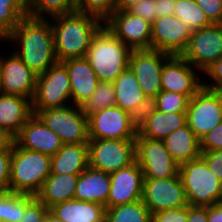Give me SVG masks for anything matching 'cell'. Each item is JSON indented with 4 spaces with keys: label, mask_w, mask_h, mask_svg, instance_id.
Here are the masks:
<instances>
[{
    "label": "cell",
    "mask_w": 222,
    "mask_h": 222,
    "mask_svg": "<svg viewBox=\"0 0 222 222\" xmlns=\"http://www.w3.org/2000/svg\"><path fill=\"white\" fill-rule=\"evenodd\" d=\"M179 176L190 206L209 207L222 202V180L202 156L179 166Z\"/></svg>",
    "instance_id": "cell-5"
},
{
    "label": "cell",
    "mask_w": 222,
    "mask_h": 222,
    "mask_svg": "<svg viewBox=\"0 0 222 222\" xmlns=\"http://www.w3.org/2000/svg\"><path fill=\"white\" fill-rule=\"evenodd\" d=\"M40 222H55V217L54 215L48 211L41 219Z\"/></svg>",
    "instance_id": "cell-52"
},
{
    "label": "cell",
    "mask_w": 222,
    "mask_h": 222,
    "mask_svg": "<svg viewBox=\"0 0 222 222\" xmlns=\"http://www.w3.org/2000/svg\"><path fill=\"white\" fill-rule=\"evenodd\" d=\"M189 128L201 139L222 121V92L201 87L188 102Z\"/></svg>",
    "instance_id": "cell-9"
},
{
    "label": "cell",
    "mask_w": 222,
    "mask_h": 222,
    "mask_svg": "<svg viewBox=\"0 0 222 222\" xmlns=\"http://www.w3.org/2000/svg\"><path fill=\"white\" fill-rule=\"evenodd\" d=\"M196 3L212 23H220L222 0H196Z\"/></svg>",
    "instance_id": "cell-45"
},
{
    "label": "cell",
    "mask_w": 222,
    "mask_h": 222,
    "mask_svg": "<svg viewBox=\"0 0 222 222\" xmlns=\"http://www.w3.org/2000/svg\"><path fill=\"white\" fill-rule=\"evenodd\" d=\"M12 145L0 149V193L10 191V162Z\"/></svg>",
    "instance_id": "cell-40"
},
{
    "label": "cell",
    "mask_w": 222,
    "mask_h": 222,
    "mask_svg": "<svg viewBox=\"0 0 222 222\" xmlns=\"http://www.w3.org/2000/svg\"><path fill=\"white\" fill-rule=\"evenodd\" d=\"M27 16L49 19L76 11V0H26Z\"/></svg>",
    "instance_id": "cell-31"
},
{
    "label": "cell",
    "mask_w": 222,
    "mask_h": 222,
    "mask_svg": "<svg viewBox=\"0 0 222 222\" xmlns=\"http://www.w3.org/2000/svg\"><path fill=\"white\" fill-rule=\"evenodd\" d=\"M202 73L181 55H172L163 65L161 90L186 95L189 99L203 86Z\"/></svg>",
    "instance_id": "cell-16"
},
{
    "label": "cell",
    "mask_w": 222,
    "mask_h": 222,
    "mask_svg": "<svg viewBox=\"0 0 222 222\" xmlns=\"http://www.w3.org/2000/svg\"><path fill=\"white\" fill-rule=\"evenodd\" d=\"M76 11L93 15L104 22L115 11V0H76Z\"/></svg>",
    "instance_id": "cell-37"
},
{
    "label": "cell",
    "mask_w": 222,
    "mask_h": 222,
    "mask_svg": "<svg viewBox=\"0 0 222 222\" xmlns=\"http://www.w3.org/2000/svg\"><path fill=\"white\" fill-rule=\"evenodd\" d=\"M104 25L130 50L151 49V23L129 10H115Z\"/></svg>",
    "instance_id": "cell-13"
},
{
    "label": "cell",
    "mask_w": 222,
    "mask_h": 222,
    "mask_svg": "<svg viewBox=\"0 0 222 222\" xmlns=\"http://www.w3.org/2000/svg\"><path fill=\"white\" fill-rule=\"evenodd\" d=\"M188 206L168 209L152 214L151 222H187Z\"/></svg>",
    "instance_id": "cell-42"
},
{
    "label": "cell",
    "mask_w": 222,
    "mask_h": 222,
    "mask_svg": "<svg viewBox=\"0 0 222 222\" xmlns=\"http://www.w3.org/2000/svg\"><path fill=\"white\" fill-rule=\"evenodd\" d=\"M34 195L7 191L0 193V222H19Z\"/></svg>",
    "instance_id": "cell-32"
},
{
    "label": "cell",
    "mask_w": 222,
    "mask_h": 222,
    "mask_svg": "<svg viewBox=\"0 0 222 222\" xmlns=\"http://www.w3.org/2000/svg\"><path fill=\"white\" fill-rule=\"evenodd\" d=\"M0 94H3V89H2V73L0 69Z\"/></svg>",
    "instance_id": "cell-53"
},
{
    "label": "cell",
    "mask_w": 222,
    "mask_h": 222,
    "mask_svg": "<svg viewBox=\"0 0 222 222\" xmlns=\"http://www.w3.org/2000/svg\"><path fill=\"white\" fill-rule=\"evenodd\" d=\"M181 56L203 73L222 57V25L213 23L191 32L187 48Z\"/></svg>",
    "instance_id": "cell-11"
},
{
    "label": "cell",
    "mask_w": 222,
    "mask_h": 222,
    "mask_svg": "<svg viewBox=\"0 0 222 222\" xmlns=\"http://www.w3.org/2000/svg\"><path fill=\"white\" fill-rule=\"evenodd\" d=\"M152 214L142 199L105 208V222H151Z\"/></svg>",
    "instance_id": "cell-30"
},
{
    "label": "cell",
    "mask_w": 222,
    "mask_h": 222,
    "mask_svg": "<svg viewBox=\"0 0 222 222\" xmlns=\"http://www.w3.org/2000/svg\"><path fill=\"white\" fill-rule=\"evenodd\" d=\"M54 36V52L58 62L86 57L92 37L104 22L90 14L72 12L49 18Z\"/></svg>",
    "instance_id": "cell-2"
},
{
    "label": "cell",
    "mask_w": 222,
    "mask_h": 222,
    "mask_svg": "<svg viewBox=\"0 0 222 222\" xmlns=\"http://www.w3.org/2000/svg\"><path fill=\"white\" fill-rule=\"evenodd\" d=\"M187 222H208L207 207L188 205Z\"/></svg>",
    "instance_id": "cell-48"
},
{
    "label": "cell",
    "mask_w": 222,
    "mask_h": 222,
    "mask_svg": "<svg viewBox=\"0 0 222 222\" xmlns=\"http://www.w3.org/2000/svg\"><path fill=\"white\" fill-rule=\"evenodd\" d=\"M116 106L126 112H131L145 97L136 76L127 67L113 82Z\"/></svg>",
    "instance_id": "cell-29"
},
{
    "label": "cell",
    "mask_w": 222,
    "mask_h": 222,
    "mask_svg": "<svg viewBox=\"0 0 222 222\" xmlns=\"http://www.w3.org/2000/svg\"><path fill=\"white\" fill-rule=\"evenodd\" d=\"M157 110L156 97H145L131 112V125L137 130L146 123V120Z\"/></svg>",
    "instance_id": "cell-38"
},
{
    "label": "cell",
    "mask_w": 222,
    "mask_h": 222,
    "mask_svg": "<svg viewBox=\"0 0 222 222\" xmlns=\"http://www.w3.org/2000/svg\"><path fill=\"white\" fill-rule=\"evenodd\" d=\"M51 156L12 144L10 191L36 195L51 174Z\"/></svg>",
    "instance_id": "cell-4"
},
{
    "label": "cell",
    "mask_w": 222,
    "mask_h": 222,
    "mask_svg": "<svg viewBox=\"0 0 222 222\" xmlns=\"http://www.w3.org/2000/svg\"><path fill=\"white\" fill-rule=\"evenodd\" d=\"M163 141L171 158L179 166L201 156L200 139L188 124L170 133Z\"/></svg>",
    "instance_id": "cell-26"
},
{
    "label": "cell",
    "mask_w": 222,
    "mask_h": 222,
    "mask_svg": "<svg viewBox=\"0 0 222 222\" xmlns=\"http://www.w3.org/2000/svg\"><path fill=\"white\" fill-rule=\"evenodd\" d=\"M156 19L167 15H174L176 0H155Z\"/></svg>",
    "instance_id": "cell-47"
},
{
    "label": "cell",
    "mask_w": 222,
    "mask_h": 222,
    "mask_svg": "<svg viewBox=\"0 0 222 222\" xmlns=\"http://www.w3.org/2000/svg\"><path fill=\"white\" fill-rule=\"evenodd\" d=\"M172 55L158 50H131L128 67L136 76L146 96L156 97L161 92V74L164 63Z\"/></svg>",
    "instance_id": "cell-14"
},
{
    "label": "cell",
    "mask_w": 222,
    "mask_h": 222,
    "mask_svg": "<svg viewBox=\"0 0 222 222\" xmlns=\"http://www.w3.org/2000/svg\"><path fill=\"white\" fill-rule=\"evenodd\" d=\"M191 31L175 15L158 17L151 24V49L170 55H182Z\"/></svg>",
    "instance_id": "cell-17"
},
{
    "label": "cell",
    "mask_w": 222,
    "mask_h": 222,
    "mask_svg": "<svg viewBox=\"0 0 222 222\" xmlns=\"http://www.w3.org/2000/svg\"><path fill=\"white\" fill-rule=\"evenodd\" d=\"M116 106L113 82H99L92 95L81 105L82 112L89 115L104 108Z\"/></svg>",
    "instance_id": "cell-35"
},
{
    "label": "cell",
    "mask_w": 222,
    "mask_h": 222,
    "mask_svg": "<svg viewBox=\"0 0 222 222\" xmlns=\"http://www.w3.org/2000/svg\"><path fill=\"white\" fill-rule=\"evenodd\" d=\"M3 94L32 98L36 89L37 74L28 68L15 52L0 55Z\"/></svg>",
    "instance_id": "cell-18"
},
{
    "label": "cell",
    "mask_w": 222,
    "mask_h": 222,
    "mask_svg": "<svg viewBox=\"0 0 222 222\" xmlns=\"http://www.w3.org/2000/svg\"><path fill=\"white\" fill-rule=\"evenodd\" d=\"M144 175L135 161L110 174V191L106 208L116 205L129 204L142 199Z\"/></svg>",
    "instance_id": "cell-19"
},
{
    "label": "cell",
    "mask_w": 222,
    "mask_h": 222,
    "mask_svg": "<svg viewBox=\"0 0 222 222\" xmlns=\"http://www.w3.org/2000/svg\"><path fill=\"white\" fill-rule=\"evenodd\" d=\"M202 78L203 87L222 92V57L202 73Z\"/></svg>",
    "instance_id": "cell-39"
},
{
    "label": "cell",
    "mask_w": 222,
    "mask_h": 222,
    "mask_svg": "<svg viewBox=\"0 0 222 222\" xmlns=\"http://www.w3.org/2000/svg\"><path fill=\"white\" fill-rule=\"evenodd\" d=\"M79 174L51 173L35 197L48 209L55 204L74 199Z\"/></svg>",
    "instance_id": "cell-25"
},
{
    "label": "cell",
    "mask_w": 222,
    "mask_h": 222,
    "mask_svg": "<svg viewBox=\"0 0 222 222\" xmlns=\"http://www.w3.org/2000/svg\"><path fill=\"white\" fill-rule=\"evenodd\" d=\"M72 104L71 86L67 68L57 62L46 72L37 75L36 89L32 98V112L65 107Z\"/></svg>",
    "instance_id": "cell-6"
},
{
    "label": "cell",
    "mask_w": 222,
    "mask_h": 222,
    "mask_svg": "<svg viewBox=\"0 0 222 222\" xmlns=\"http://www.w3.org/2000/svg\"><path fill=\"white\" fill-rule=\"evenodd\" d=\"M110 174L87 167L79 174L74 199L105 206L110 191Z\"/></svg>",
    "instance_id": "cell-23"
},
{
    "label": "cell",
    "mask_w": 222,
    "mask_h": 222,
    "mask_svg": "<svg viewBox=\"0 0 222 222\" xmlns=\"http://www.w3.org/2000/svg\"><path fill=\"white\" fill-rule=\"evenodd\" d=\"M129 11L152 24L156 19V1L140 0L137 4L132 6Z\"/></svg>",
    "instance_id": "cell-44"
},
{
    "label": "cell",
    "mask_w": 222,
    "mask_h": 222,
    "mask_svg": "<svg viewBox=\"0 0 222 222\" xmlns=\"http://www.w3.org/2000/svg\"><path fill=\"white\" fill-rule=\"evenodd\" d=\"M61 63L69 74L71 102L81 106L92 95L100 81L86 57L71 58Z\"/></svg>",
    "instance_id": "cell-21"
},
{
    "label": "cell",
    "mask_w": 222,
    "mask_h": 222,
    "mask_svg": "<svg viewBox=\"0 0 222 222\" xmlns=\"http://www.w3.org/2000/svg\"><path fill=\"white\" fill-rule=\"evenodd\" d=\"M89 167L114 173L136 161L135 139H89Z\"/></svg>",
    "instance_id": "cell-8"
},
{
    "label": "cell",
    "mask_w": 222,
    "mask_h": 222,
    "mask_svg": "<svg viewBox=\"0 0 222 222\" xmlns=\"http://www.w3.org/2000/svg\"><path fill=\"white\" fill-rule=\"evenodd\" d=\"M89 166L88 144H63L62 148L51 156V173L80 174Z\"/></svg>",
    "instance_id": "cell-27"
},
{
    "label": "cell",
    "mask_w": 222,
    "mask_h": 222,
    "mask_svg": "<svg viewBox=\"0 0 222 222\" xmlns=\"http://www.w3.org/2000/svg\"><path fill=\"white\" fill-rule=\"evenodd\" d=\"M32 115V101L29 98L0 94V127L13 138Z\"/></svg>",
    "instance_id": "cell-22"
},
{
    "label": "cell",
    "mask_w": 222,
    "mask_h": 222,
    "mask_svg": "<svg viewBox=\"0 0 222 222\" xmlns=\"http://www.w3.org/2000/svg\"><path fill=\"white\" fill-rule=\"evenodd\" d=\"M63 222H105V206L75 199L55 204L49 209Z\"/></svg>",
    "instance_id": "cell-24"
},
{
    "label": "cell",
    "mask_w": 222,
    "mask_h": 222,
    "mask_svg": "<svg viewBox=\"0 0 222 222\" xmlns=\"http://www.w3.org/2000/svg\"><path fill=\"white\" fill-rule=\"evenodd\" d=\"M89 139H136L129 113L118 106L101 109L88 116Z\"/></svg>",
    "instance_id": "cell-15"
},
{
    "label": "cell",
    "mask_w": 222,
    "mask_h": 222,
    "mask_svg": "<svg viewBox=\"0 0 222 222\" xmlns=\"http://www.w3.org/2000/svg\"><path fill=\"white\" fill-rule=\"evenodd\" d=\"M26 16V0H0V41H6L16 25Z\"/></svg>",
    "instance_id": "cell-33"
},
{
    "label": "cell",
    "mask_w": 222,
    "mask_h": 222,
    "mask_svg": "<svg viewBox=\"0 0 222 222\" xmlns=\"http://www.w3.org/2000/svg\"><path fill=\"white\" fill-rule=\"evenodd\" d=\"M174 8V15L181 23L188 26L191 32L213 24L197 5L196 0H176Z\"/></svg>",
    "instance_id": "cell-34"
},
{
    "label": "cell",
    "mask_w": 222,
    "mask_h": 222,
    "mask_svg": "<svg viewBox=\"0 0 222 222\" xmlns=\"http://www.w3.org/2000/svg\"><path fill=\"white\" fill-rule=\"evenodd\" d=\"M208 222H222V202L207 207Z\"/></svg>",
    "instance_id": "cell-49"
},
{
    "label": "cell",
    "mask_w": 222,
    "mask_h": 222,
    "mask_svg": "<svg viewBox=\"0 0 222 222\" xmlns=\"http://www.w3.org/2000/svg\"><path fill=\"white\" fill-rule=\"evenodd\" d=\"M135 155L144 178H170L179 174V165L171 158L163 140L144 138L137 133Z\"/></svg>",
    "instance_id": "cell-10"
},
{
    "label": "cell",
    "mask_w": 222,
    "mask_h": 222,
    "mask_svg": "<svg viewBox=\"0 0 222 222\" xmlns=\"http://www.w3.org/2000/svg\"><path fill=\"white\" fill-rule=\"evenodd\" d=\"M14 143L26 150L54 156L63 146L60 137L33 114L14 137Z\"/></svg>",
    "instance_id": "cell-20"
},
{
    "label": "cell",
    "mask_w": 222,
    "mask_h": 222,
    "mask_svg": "<svg viewBox=\"0 0 222 222\" xmlns=\"http://www.w3.org/2000/svg\"><path fill=\"white\" fill-rule=\"evenodd\" d=\"M142 201L151 214L189 205L179 174L170 178H144Z\"/></svg>",
    "instance_id": "cell-12"
},
{
    "label": "cell",
    "mask_w": 222,
    "mask_h": 222,
    "mask_svg": "<svg viewBox=\"0 0 222 222\" xmlns=\"http://www.w3.org/2000/svg\"><path fill=\"white\" fill-rule=\"evenodd\" d=\"M49 209L36 197L26 206L19 222H40Z\"/></svg>",
    "instance_id": "cell-43"
},
{
    "label": "cell",
    "mask_w": 222,
    "mask_h": 222,
    "mask_svg": "<svg viewBox=\"0 0 222 222\" xmlns=\"http://www.w3.org/2000/svg\"><path fill=\"white\" fill-rule=\"evenodd\" d=\"M14 142V138L0 127V149L10 147Z\"/></svg>",
    "instance_id": "cell-50"
},
{
    "label": "cell",
    "mask_w": 222,
    "mask_h": 222,
    "mask_svg": "<svg viewBox=\"0 0 222 222\" xmlns=\"http://www.w3.org/2000/svg\"><path fill=\"white\" fill-rule=\"evenodd\" d=\"M36 115L60 137L63 144L89 142L88 117L82 112L81 106L70 104L40 110Z\"/></svg>",
    "instance_id": "cell-7"
},
{
    "label": "cell",
    "mask_w": 222,
    "mask_h": 222,
    "mask_svg": "<svg viewBox=\"0 0 222 222\" xmlns=\"http://www.w3.org/2000/svg\"><path fill=\"white\" fill-rule=\"evenodd\" d=\"M157 110L165 113L187 112L189 98L175 92L161 90L156 96Z\"/></svg>",
    "instance_id": "cell-36"
},
{
    "label": "cell",
    "mask_w": 222,
    "mask_h": 222,
    "mask_svg": "<svg viewBox=\"0 0 222 222\" xmlns=\"http://www.w3.org/2000/svg\"><path fill=\"white\" fill-rule=\"evenodd\" d=\"M55 222H63V221H61V220H58V219H55Z\"/></svg>",
    "instance_id": "cell-54"
},
{
    "label": "cell",
    "mask_w": 222,
    "mask_h": 222,
    "mask_svg": "<svg viewBox=\"0 0 222 222\" xmlns=\"http://www.w3.org/2000/svg\"><path fill=\"white\" fill-rule=\"evenodd\" d=\"M201 152L222 150V121L200 139Z\"/></svg>",
    "instance_id": "cell-41"
},
{
    "label": "cell",
    "mask_w": 222,
    "mask_h": 222,
    "mask_svg": "<svg viewBox=\"0 0 222 222\" xmlns=\"http://www.w3.org/2000/svg\"><path fill=\"white\" fill-rule=\"evenodd\" d=\"M186 124V112L165 113L156 110L137 133L144 138L164 140L170 133Z\"/></svg>",
    "instance_id": "cell-28"
},
{
    "label": "cell",
    "mask_w": 222,
    "mask_h": 222,
    "mask_svg": "<svg viewBox=\"0 0 222 222\" xmlns=\"http://www.w3.org/2000/svg\"><path fill=\"white\" fill-rule=\"evenodd\" d=\"M201 156L213 174L222 180V150L201 152Z\"/></svg>",
    "instance_id": "cell-46"
},
{
    "label": "cell",
    "mask_w": 222,
    "mask_h": 222,
    "mask_svg": "<svg viewBox=\"0 0 222 222\" xmlns=\"http://www.w3.org/2000/svg\"><path fill=\"white\" fill-rule=\"evenodd\" d=\"M140 0H115V10H129Z\"/></svg>",
    "instance_id": "cell-51"
},
{
    "label": "cell",
    "mask_w": 222,
    "mask_h": 222,
    "mask_svg": "<svg viewBox=\"0 0 222 222\" xmlns=\"http://www.w3.org/2000/svg\"><path fill=\"white\" fill-rule=\"evenodd\" d=\"M131 50L105 25L92 37L86 58L101 82H114L128 67Z\"/></svg>",
    "instance_id": "cell-3"
},
{
    "label": "cell",
    "mask_w": 222,
    "mask_h": 222,
    "mask_svg": "<svg viewBox=\"0 0 222 222\" xmlns=\"http://www.w3.org/2000/svg\"><path fill=\"white\" fill-rule=\"evenodd\" d=\"M7 40L11 43L12 50L16 48L13 50L15 54L37 75L58 62L49 19L26 16L16 25Z\"/></svg>",
    "instance_id": "cell-1"
}]
</instances>
